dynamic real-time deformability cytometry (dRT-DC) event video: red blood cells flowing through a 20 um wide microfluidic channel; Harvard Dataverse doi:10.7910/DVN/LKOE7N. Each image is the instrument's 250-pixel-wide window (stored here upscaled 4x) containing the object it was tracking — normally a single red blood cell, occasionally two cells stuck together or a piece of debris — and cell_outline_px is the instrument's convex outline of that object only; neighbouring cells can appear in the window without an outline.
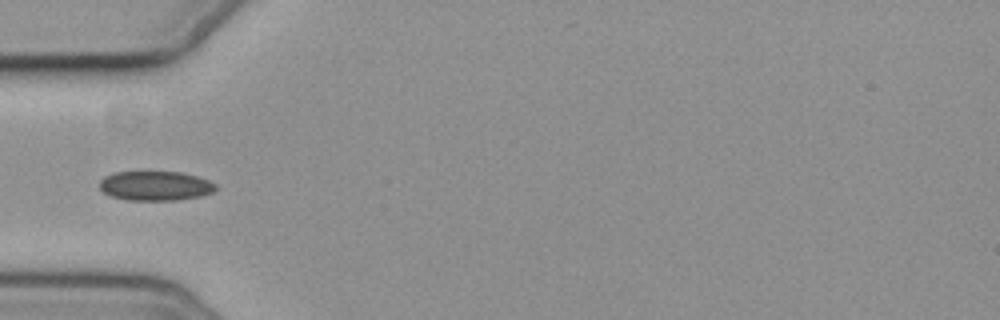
{"species": "common noctule bat (a hibernating species)", "species_latin": "Nyctalus noctula", "temperature_condition": "cold", "stored_images_in_passage": 6, "camera_frame_rate_fps": 3000, "um_per_image_px": 0.085, "animal": {"sex": "female", "body_mass_g": 19.3, "forearm_length_mm": 54.1}, "frame": {"image": 1, "passage_image": 4, "time_ms": 3.667, "image_size_px": [1000, 320], "cell_outline_px": [[216, 188], [212, 192], [200, 196], [176, 200], [128, 200], [112, 196], [104, 192], [100, 188], [100, 180], [104, 176], [116, 172], [180, 172], [196, 176], [208, 180], [216, 184]], "centroid_in_image_um": [13.2, 15.79], "position_along_channel_um": 71.8, "area_um2": 19.77}}
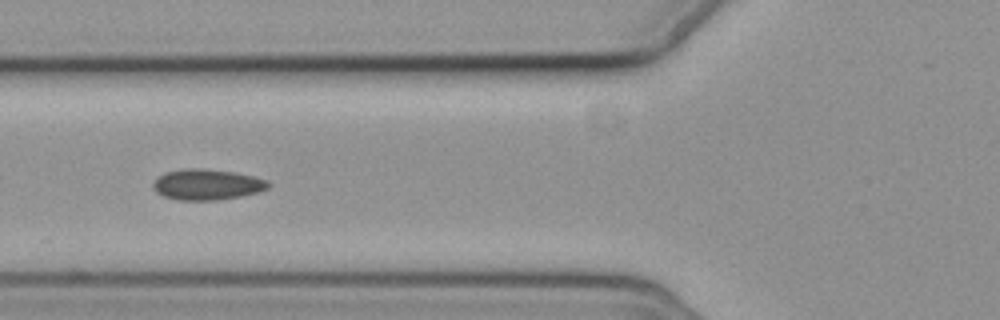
{"frame": {"image": 2, "passage_image": 5, "time_ms": 4.667, "image_size_px": [1000, 320], "cell_outline_px": [[272, 184], [268, 188], [260, 192], [240, 196], [216, 200], [180, 200], [164, 196], [156, 192], [152, 188], [152, 184], [164, 172], [184, 168], [200, 168], [232, 172], [252, 176], [268, 180]], "centroid_in_image_um": [17.6, 15.68], "position_along_channel_um": 108.2, "area_um2": 20.63}}
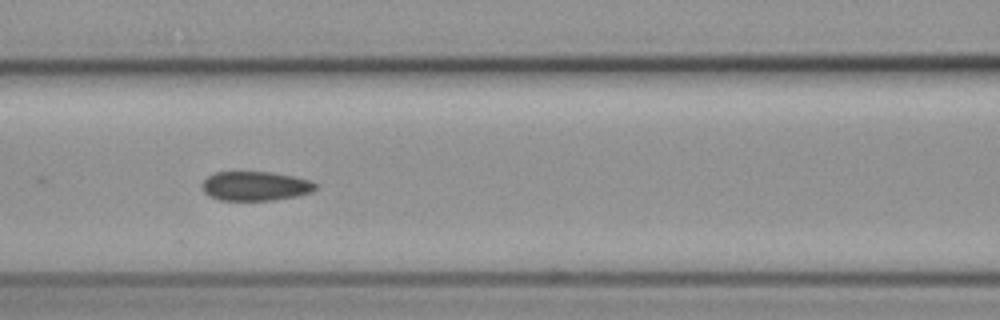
{"frame": {"image": 3, "passage_image": 6, "time_ms": 5.667, "image_size_px": [1000, 320], "cell_outline_px": [[316, 188], [312, 192], [300, 196], [272, 200], [220, 200], [204, 192], [200, 184], [208, 176], [216, 172], [272, 172], [312, 180], [316, 184]], "centroid_in_image_um": [21.73, 15.81], "position_along_channel_um": 144.9, "area_um2": 19.42}}